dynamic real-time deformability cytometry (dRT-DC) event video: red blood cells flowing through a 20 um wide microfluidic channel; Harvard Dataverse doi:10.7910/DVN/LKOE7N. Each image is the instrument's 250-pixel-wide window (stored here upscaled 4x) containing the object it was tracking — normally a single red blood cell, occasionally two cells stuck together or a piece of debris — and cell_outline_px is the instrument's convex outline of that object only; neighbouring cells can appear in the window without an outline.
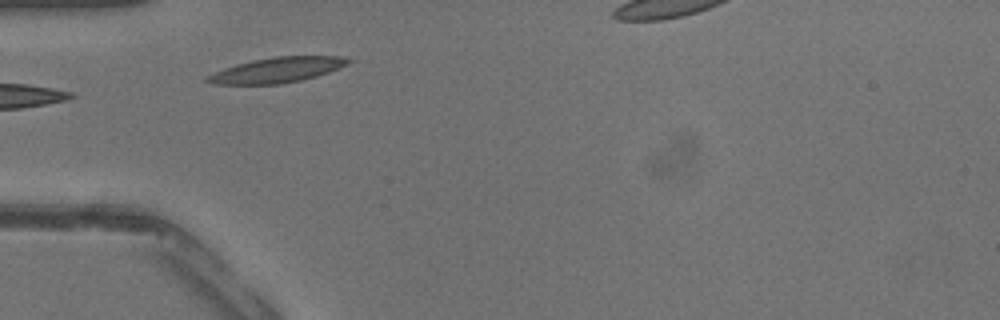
{"species": "common noctule bat (a hibernating species)", "species_latin": "Nyctalus noctula", "temperature_condition": "warm", "stored_images_in_passage": 18, "camera_frame_rate_fps": 3000, "um_per_image_px": 0.085, "animal": {"sex": "male", "body_mass_g": 13.3}, "frame": {"image": 1, "passage_image": 1, "time_ms": 0.0, "image_size_px": [1000, 320], "cell_outline_px": [[356, 60], [348, 64], [328, 72], [316, 76], [300, 80], [280, 84], [216, 84], [204, 80], [204, 76], [236, 64], [252, 60], [276, 56], [340, 56]], "centroid_in_image_um": [23.56, 5.94], "position_along_channel_um": 61.4, "area_um2": 20.63}}